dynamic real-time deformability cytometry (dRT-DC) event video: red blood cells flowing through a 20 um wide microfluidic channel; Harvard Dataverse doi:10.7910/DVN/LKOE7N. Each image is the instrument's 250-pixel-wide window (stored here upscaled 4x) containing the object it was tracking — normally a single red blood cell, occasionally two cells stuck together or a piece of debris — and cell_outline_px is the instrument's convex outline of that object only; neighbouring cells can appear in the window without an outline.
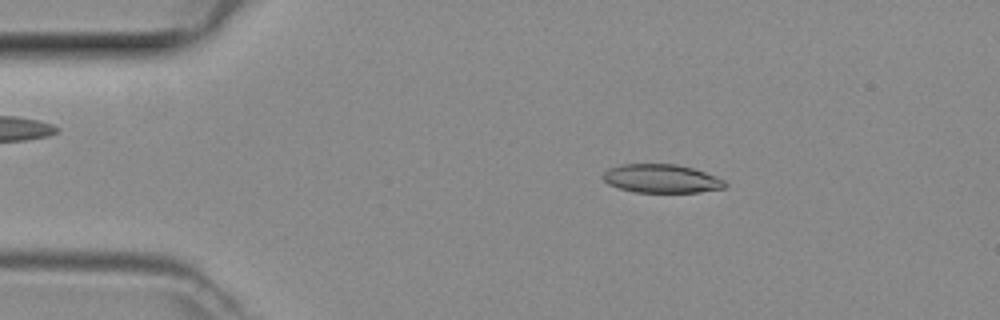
{"species": "common noctule bat (a hibernating species)", "species_latin": "Nyctalus noctula", "temperature_condition": "room temperature", "stored_images_in_passage": 45, "camera_frame_rate_fps": 3000, "um_per_image_px": 0.085, "animal": {"sex": "female", "body_mass_g": 29.2, "forearm_length_mm": 56.3}, "frame": {"image": 1, "passage_image": 6, "time_ms": 1.667, "image_size_px": [1000, 320], "cell_outline_px": [[728, 184], [724, 188], [700, 192], [636, 192], [620, 188], [608, 184], [600, 176], [608, 168], [620, 164], [676, 164], [692, 168], [716, 176], [724, 180]], "centroid_in_image_um": [56.21, 15.18], "position_along_channel_um": 28.8, "area_um2": 20.35}}
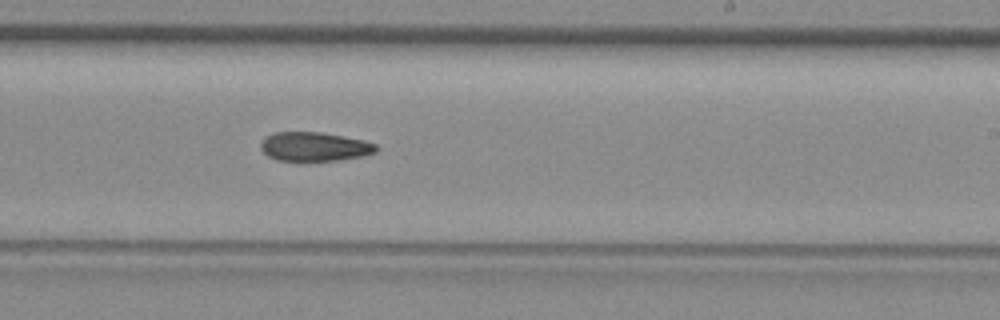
{"frame": {"image": 2, "passage_image": 26, "time_ms": 8.333, "image_size_px": [1000, 320], "cell_outline_px": [[376, 152], [364, 156], [340, 160], [276, 160], [268, 156], [260, 148], [260, 144], [264, 136], [276, 132], [320, 132], [364, 140], [376, 144]], "centroid_in_image_um": [26.71, 12.46], "position_along_channel_um": 262.3, "area_um2": 19.48}}
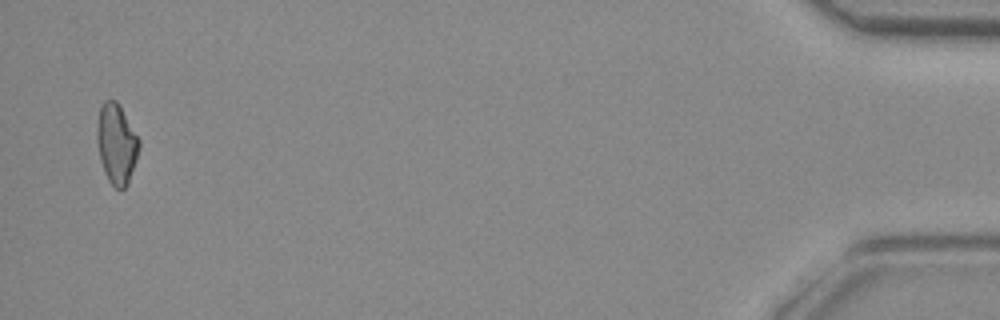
{"frame": {"image": 3, "passage_image": 44, "time_ms": 14.333, "image_size_px": [1000, 320], "cell_outline_px": [[140, 148], [128, 184], [124, 188], [116, 188], [108, 180], [104, 172], [100, 160], [96, 140], [96, 124], [100, 104], [104, 100], [116, 100], [140, 140]], "centroid_in_image_um": [9.88, 12.21], "position_along_channel_um": 425.3, "area_um2": 19.77}}